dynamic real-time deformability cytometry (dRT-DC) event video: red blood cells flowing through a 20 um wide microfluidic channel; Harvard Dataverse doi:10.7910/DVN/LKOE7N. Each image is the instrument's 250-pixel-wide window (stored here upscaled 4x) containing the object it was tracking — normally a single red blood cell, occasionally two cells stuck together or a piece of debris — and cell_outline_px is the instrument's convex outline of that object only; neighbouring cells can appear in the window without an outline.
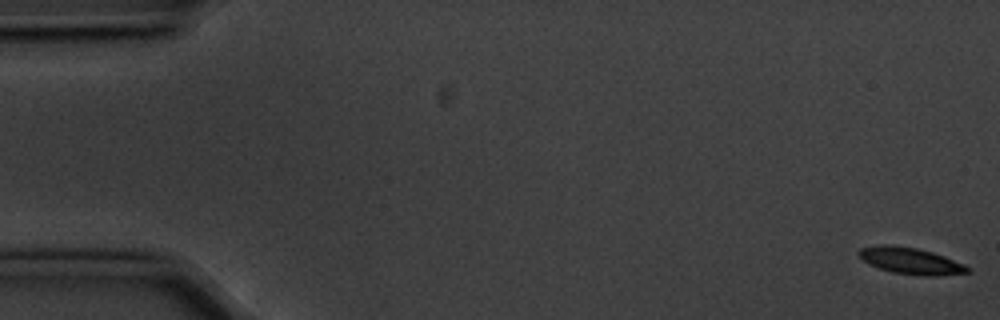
{"species": "common noctule bat (a hibernating species)", "species_latin": "Nyctalus noctula", "temperature_condition": "cold", "stored_images_in_passage": 56, "camera_frame_rate_fps": 3000, "um_per_image_px": 0.085, "animal": {"sex": "male", "body_mass_g": 20.1, "forearm_length_mm": 53.5}, "frame": {"image": 1, "passage_image": 1, "time_ms": 0.0, "image_size_px": [1000, 320], "cell_outline_px": [[968, 272], [932, 276], [924, 276], [892, 272], [868, 264], [856, 252], [860, 248], [880, 244], [892, 244], [916, 248], [932, 252], [944, 256], [964, 264], [968, 268]], "centroid_in_image_um": [77.35, 22.15], "position_along_channel_um": 7.7, "area_um2": 16.65}}
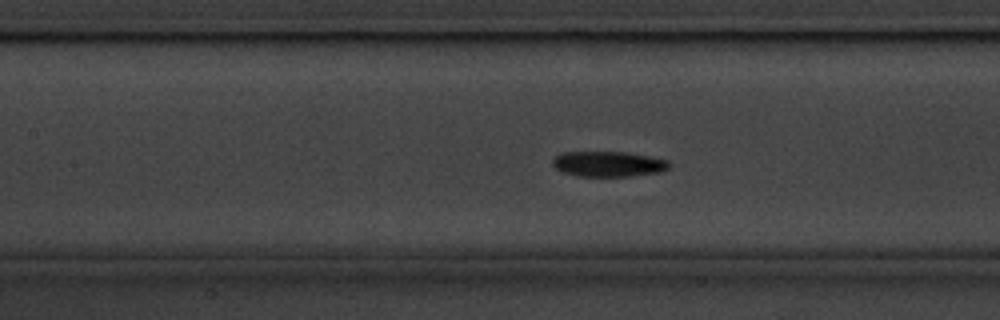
{"frame": {"image": 2, "passage_image": 25, "time_ms": 8.0, "image_size_px": [1000, 320], "cell_outline_px": [[668, 168], [660, 172], [632, 176], [576, 176], [564, 172], [556, 168], [552, 164], [552, 160], [560, 152], [628, 152], [668, 160]], "centroid_in_image_um": [51.69, 13.93], "position_along_channel_um": 155.7, "area_um2": 17.17}}
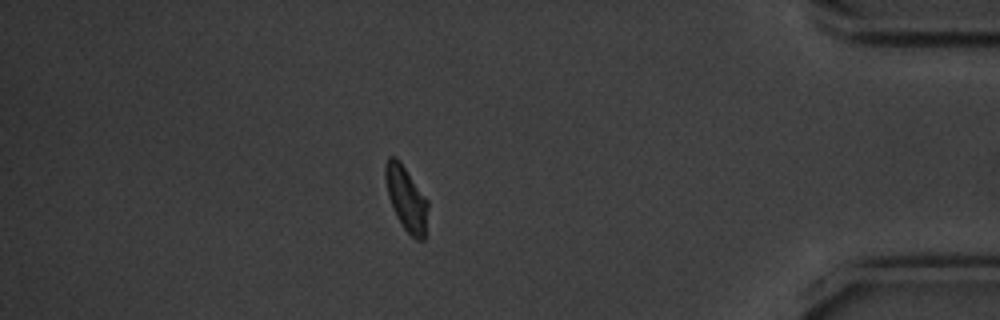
{"frame": {"image": 3, "passage_image": 49, "time_ms": 16.0, "image_size_px": [1000, 320], "cell_outline_px": [[428, 208], [424, 240], [416, 240], [404, 228], [396, 216], [388, 196], [384, 176], [384, 168], [388, 156], [396, 156], [400, 160], [428, 200]], "centroid_in_image_um": [34.52, 16.84], "position_along_channel_um": 400.7, "area_um2": 16.07}, "authors_computed_cell_mechanics": {"area_um2": 16.9643, "velocity_mm_per_s": 3.5673, "shape_relaxation_time_tau1_ms": 2.8993, "shape_relaxation_time_tau2_ms": 8.2562, "deformation_change_tau1": 0.1046, "deformation_change_tau2": 0.1238}}